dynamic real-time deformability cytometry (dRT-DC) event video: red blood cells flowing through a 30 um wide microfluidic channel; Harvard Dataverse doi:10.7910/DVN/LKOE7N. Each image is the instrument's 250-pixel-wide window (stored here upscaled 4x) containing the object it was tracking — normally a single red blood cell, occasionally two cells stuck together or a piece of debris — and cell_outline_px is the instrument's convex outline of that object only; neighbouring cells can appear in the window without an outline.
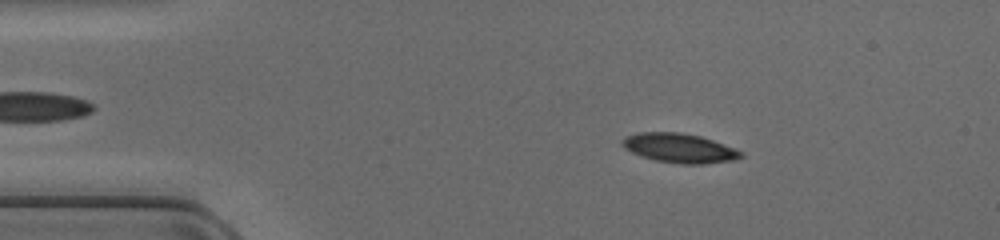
{"species": "common noctule bat (a hibernating species)", "species_latin": "Nyctalus noctula", "temperature_condition": "cold", "stored_images_in_passage": 47, "segment_of_instrument_passage": [1, 2], "camera_frame_rate_fps": 3000, "um_per_image_px": 0.085, "animal": {"sex": "female", "body_mass_g": 17.0, "forearm_length_mm": 48.0}, "frame": {"image": 1, "passage_image": 7, "time_ms": 2.0, "image_size_px": [1000, 240], "cell_outline_px": [[744, 156], [736, 160], [704, 164], [680, 164], [656, 160], [640, 156], [624, 148], [620, 144], [620, 140], [624, 136], [636, 132], [680, 132], [700, 136], [736, 148], [744, 152]], "centroid_in_image_um": [57.74, 12.58], "position_along_channel_um": 27.3, "area_um2": 20.63}}
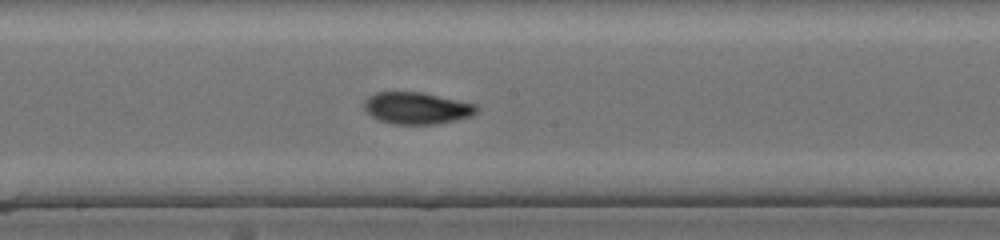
{"frame": {"image": 2, "passage_image": 24, "time_ms": 7.667, "image_size_px": [1000, 240], "cell_outline_px": [[480, 108], [472, 116], [456, 120], [436, 124], [392, 124], [380, 120], [372, 116], [364, 108], [364, 100], [368, 96], [376, 92], [424, 92], [476, 104]], "centroid_in_image_um": [35.45, 9.18], "position_along_channel_um": 212.8, "area_um2": 20.98}}
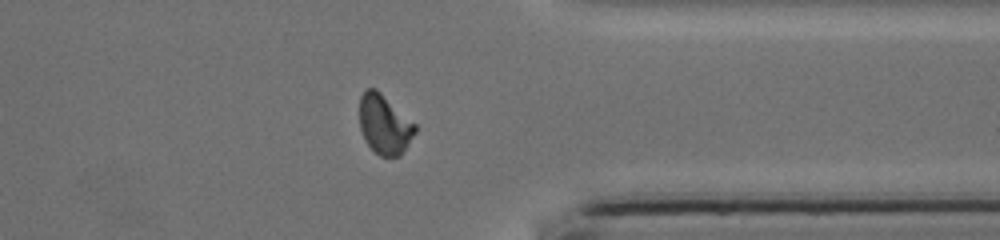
{"frame": {"image": 3, "passage_image": 36, "time_ms": 11.667, "image_size_px": [1000, 240], "cell_outline_px": [[416, 132], [400, 156], [380, 156], [364, 140], [360, 128], [360, 96], [364, 88], [376, 88], [416, 124]], "centroid_in_image_um": [32.67, 10.55], "position_along_channel_um": 378.7, "area_um2": 19.25}}